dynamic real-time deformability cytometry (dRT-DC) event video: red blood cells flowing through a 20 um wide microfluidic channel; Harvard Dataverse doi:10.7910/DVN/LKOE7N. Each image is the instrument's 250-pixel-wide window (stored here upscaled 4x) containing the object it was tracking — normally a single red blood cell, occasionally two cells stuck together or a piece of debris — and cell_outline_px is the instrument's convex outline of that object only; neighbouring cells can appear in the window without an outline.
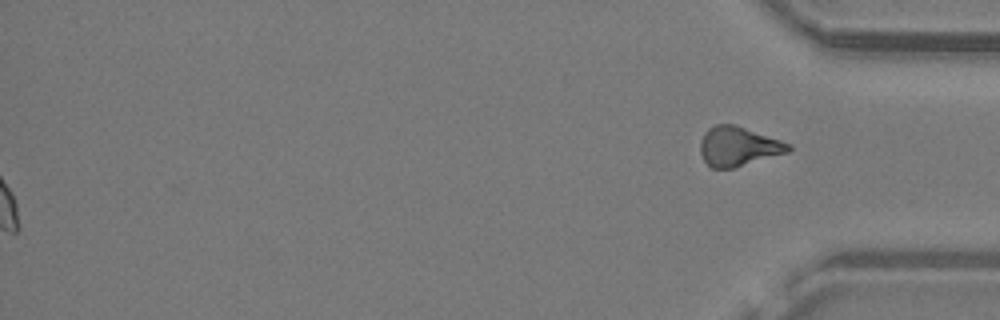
{"species": "common noctule bat (a hibernating species)", "species_latin": "Nyctalus noctula", "temperature_condition": "warm", "stored_images_in_passage": 22, "camera_frame_rate_fps": 3000, "um_per_image_px": 0.085, "animal": {"sex": "male", "body_mass_g": 19.2, "forearm_length_mm": 51.8}, "frame": {"image": 1, "passage_image": 22, "time_ms": 7.0, "image_size_px": [1000, 320], "cell_outline_px": [[792, 148], [788, 152], [732, 168], [712, 168], [704, 160], [700, 152], [700, 140], [704, 132], [708, 128], [716, 124], [736, 124], [792, 144]], "centroid_in_image_um": [62.75, 12.42], "position_along_channel_um": 372.5, "area_um2": 20.23}}